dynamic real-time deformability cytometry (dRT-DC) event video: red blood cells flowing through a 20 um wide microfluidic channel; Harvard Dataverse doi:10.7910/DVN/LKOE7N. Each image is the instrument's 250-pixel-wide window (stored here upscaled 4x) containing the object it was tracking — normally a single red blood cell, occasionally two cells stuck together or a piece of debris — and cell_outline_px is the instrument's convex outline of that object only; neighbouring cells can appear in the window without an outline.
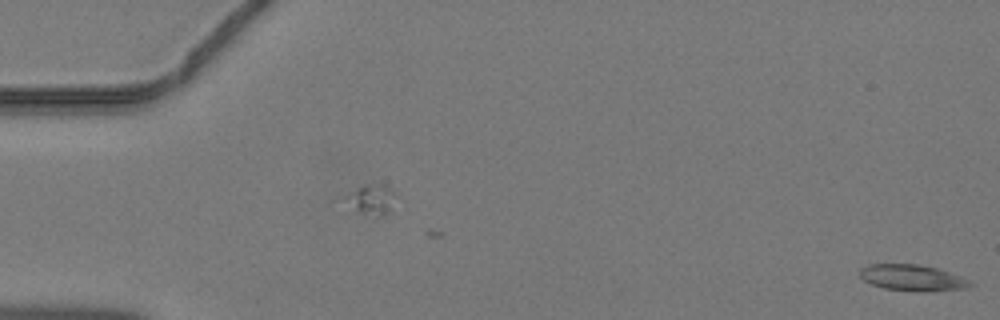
{"species": "common noctule bat (a hibernating species)", "species_latin": "Nyctalus noctula", "temperature_condition": "warm", "stored_images_in_passage": 14, "segment_of_instrument_passage": [2, 2], "camera_frame_rate_fps": 3000, "um_per_image_px": 0.085, "animal": {"sex": "male", "body_mass_g": 19.2, "forearm_length_mm": 51.8}, "frame": {"image": 1, "passage_image": 14, "time_ms": 4.333, "image_size_px": [1000, 320], "cell_outline_px": [[976, 284], [968, 288], [924, 292], [916, 292], [884, 288], [872, 284], [864, 280], [860, 276], [860, 268], [868, 264], [916, 264], [936, 268], [960, 276]], "centroid_in_image_um": [77.56, 23.62], "position_along_channel_um": 7.4, "area_um2": 16.88}}